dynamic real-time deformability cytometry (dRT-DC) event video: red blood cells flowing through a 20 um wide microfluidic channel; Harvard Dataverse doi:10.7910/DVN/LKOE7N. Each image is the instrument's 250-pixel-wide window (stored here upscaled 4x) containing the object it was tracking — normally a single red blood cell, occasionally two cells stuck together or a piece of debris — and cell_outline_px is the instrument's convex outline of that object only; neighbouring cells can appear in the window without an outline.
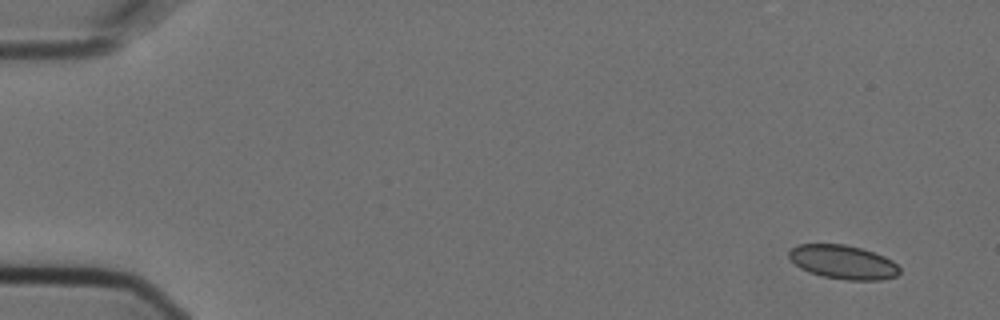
{"species": "Egyptian fruit bat (a non-hibernating species)", "species_latin": "Rousettus aegyptiacus", "temperature_condition": "cold", "stored_images_in_passage": 5, "camera_frame_rate_fps": 3000, "um_per_image_px": 0.085, "animal": {"sex": "female"}, "frame": {"image": 1, "passage_image": 1, "time_ms": 0.0, "image_size_px": [1000, 320], "cell_outline_px": [[900, 272], [896, 276], [880, 280], [848, 280], [824, 276], [808, 272], [800, 268], [788, 256], [788, 252], [796, 244], [844, 244], [860, 248], [884, 256], [892, 260], [900, 268]], "centroid_in_image_um": [71.66, 22.27], "position_along_channel_um": 13.3, "area_um2": 21.73}}
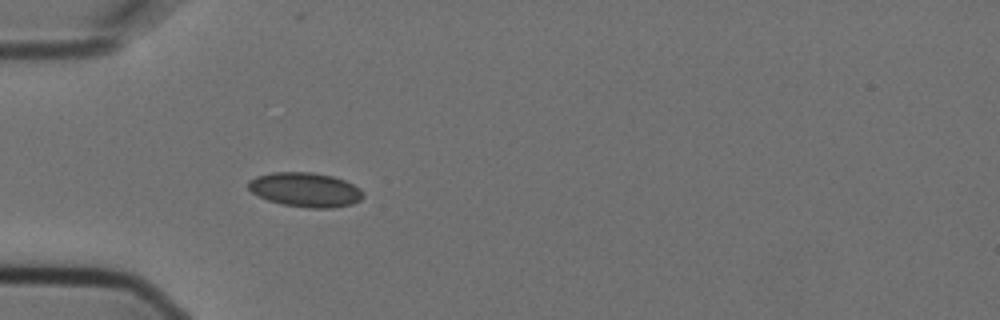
{"frame": {"image": 2, "passage_image": 5, "time_ms": 1.333, "image_size_px": [1000, 320], "cell_outline_px": [[364, 196], [360, 200], [352, 204], [332, 208], [308, 208], [284, 204], [268, 200], [252, 192], [248, 188], [248, 180], [256, 176], [272, 172], [312, 172], [332, 176], [344, 180], [360, 188], [364, 192]], "centroid_in_image_um": [25.97, 16.12], "position_along_channel_um": 59.0, "area_um2": 23.0}}